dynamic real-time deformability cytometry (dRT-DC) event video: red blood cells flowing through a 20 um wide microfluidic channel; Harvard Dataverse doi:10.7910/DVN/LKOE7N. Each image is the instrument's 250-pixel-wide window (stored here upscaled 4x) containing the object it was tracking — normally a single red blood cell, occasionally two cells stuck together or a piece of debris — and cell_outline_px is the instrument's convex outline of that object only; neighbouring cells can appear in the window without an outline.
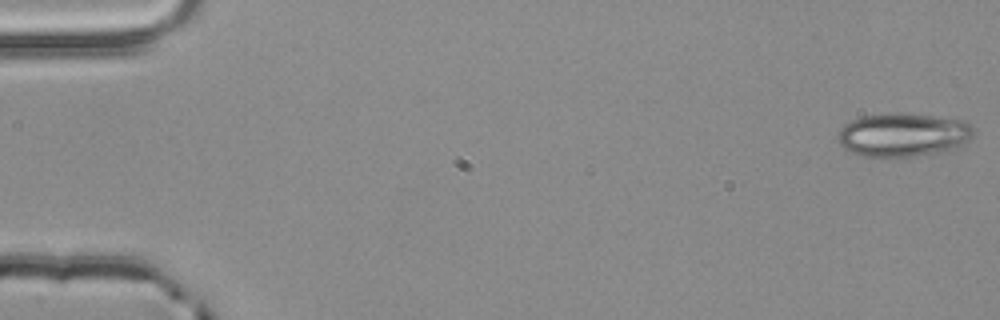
{"species": "common noctule bat (a hibernating species)", "species_latin": "Nyctalus noctula", "temperature_condition": "room temperature", "stored_images_in_passage": 54, "camera_frame_rate_fps": 3000, "um_per_image_px": 0.085, "animal": {"sex": "male", "body_mass_g": 20.4}, "frame": {"image": 1, "passage_image": 1, "time_ms": 0.0, "image_size_px": [1000, 320], "cell_outline_px": [[976, 132], [968, 140], [956, 148], [916, 156], [860, 156], [844, 148], [836, 140], [840, 128], [844, 124], [852, 120], [864, 116], [888, 112], [904, 112], [964, 120]], "centroid_in_image_um": [76.74, 11.44], "position_along_channel_um": 8.3, "area_um2": 34.56}}
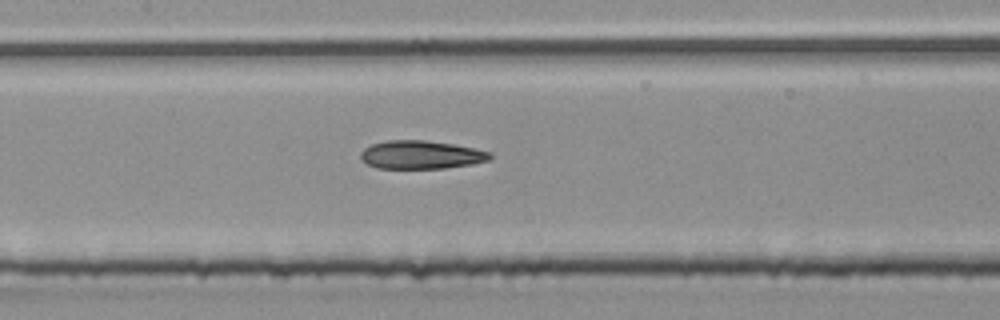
{"frame": {"image": 2, "passage_image": 26, "time_ms": 8.333, "image_size_px": [1000, 320], "cell_outline_px": [[492, 156], [488, 160], [472, 164], [444, 168], [376, 168], [368, 164], [360, 156], [360, 152], [364, 148], [372, 144], [388, 140], [428, 140], [476, 148], [492, 152]], "centroid_in_image_um": [35.81, 13.15], "position_along_channel_um": 171.6, "area_um2": 21.33}}
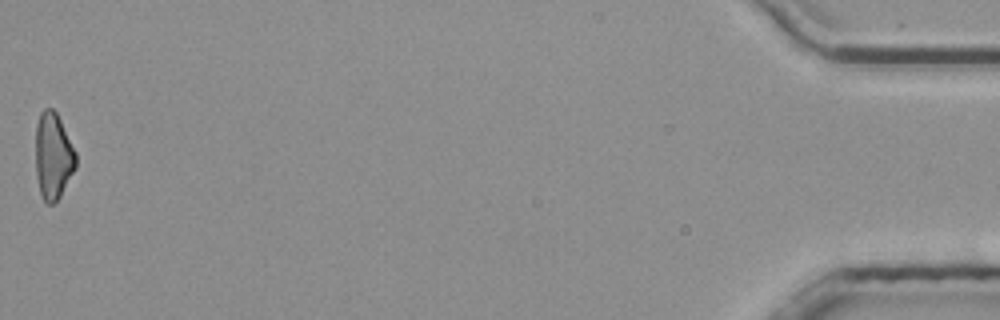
{"frame": {"image": 3, "passage_image": 54, "time_ms": 17.667, "image_size_px": [1000, 320], "cell_outline_px": [[76, 168], [60, 196], [52, 204], [44, 204], [40, 192], [36, 176], [36, 124], [40, 112], [44, 108], [52, 108], [56, 112], [76, 152]], "centroid_in_image_um": [4.51, 13.27], "position_along_channel_um": 430.7, "area_um2": 20.35}, "authors_computed_cell_mechanics": {"area_um2": 21.7906, "velocity_mm_per_s": 3.8981, "shape_relaxation_time_tau1_ms": null, "shape_relaxation_time_tau2_ms": 6.6006, "deformation_change_tau1": null, "deformation_change_tau2": 0.1676}}